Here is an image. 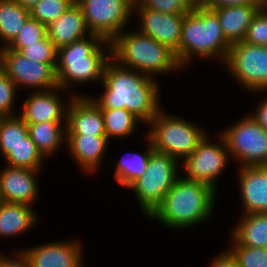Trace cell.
Wrapping results in <instances>:
<instances>
[{
	"label": "cell",
	"mask_w": 267,
	"mask_h": 267,
	"mask_svg": "<svg viewBox=\"0 0 267 267\" xmlns=\"http://www.w3.org/2000/svg\"><path fill=\"white\" fill-rule=\"evenodd\" d=\"M67 106L66 135H106L101 109L88 96H71Z\"/></svg>",
	"instance_id": "14"
},
{
	"label": "cell",
	"mask_w": 267,
	"mask_h": 267,
	"mask_svg": "<svg viewBox=\"0 0 267 267\" xmlns=\"http://www.w3.org/2000/svg\"><path fill=\"white\" fill-rule=\"evenodd\" d=\"M210 267H239V265L233 254L226 250L213 259Z\"/></svg>",
	"instance_id": "39"
},
{
	"label": "cell",
	"mask_w": 267,
	"mask_h": 267,
	"mask_svg": "<svg viewBox=\"0 0 267 267\" xmlns=\"http://www.w3.org/2000/svg\"><path fill=\"white\" fill-rule=\"evenodd\" d=\"M137 11L142 22L139 32L171 49L180 64V39L185 14H165L148 8H137Z\"/></svg>",
	"instance_id": "13"
},
{
	"label": "cell",
	"mask_w": 267,
	"mask_h": 267,
	"mask_svg": "<svg viewBox=\"0 0 267 267\" xmlns=\"http://www.w3.org/2000/svg\"><path fill=\"white\" fill-rule=\"evenodd\" d=\"M28 125V135L38 151L47 157L56 152L62 142H66V125L62 122H41ZM65 136V137H64Z\"/></svg>",
	"instance_id": "25"
},
{
	"label": "cell",
	"mask_w": 267,
	"mask_h": 267,
	"mask_svg": "<svg viewBox=\"0 0 267 267\" xmlns=\"http://www.w3.org/2000/svg\"><path fill=\"white\" fill-rule=\"evenodd\" d=\"M262 5H235L212 9L218 16L222 32L232 45L243 41L246 32Z\"/></svg>",
	"instance_id": "21"
},
{
	"label": "cell",
	"mask_w": 267,
	"mask_h": 267,
	"mask_svg": "<svg viewBox=\"0 0 267 267\" xmlns=\"http://www.w3.org/2000/svg\"><path fill=\"white\" fill-rule=\"evenodd\" d=\"M243 42L267 46V11L263 7L254 16Z\"/></svg>",
	"instance_id": "35"
},
{
	"label": "cell",
	"mask_w": 267,
	"mask_h": 267,
	"mask_svg": "<svg viewBox=\"0 0 267 267\" xmlns=\"http://www.w3.org/2000/svg\"><path fill=\"white\" fill-rule=\"evenodd\" d=\"M208 139L205 135L194 152L183 160L182 166L186 173L183 178L207 184L217 192L215 182L226 168L230 153L221 134L220 145Z\"/></svg>",
	"instance_id": "12"
},
{
	"label": "cell",
	"mask_w": 267,
	"mask_h": 267,
	"mask_svg": "<svg viewBox=\"0 0 267 267\" xmlns=\"http://www.w3.org/2000/svg\"><path fill=\"white\" fill-rule=\"evenodd\" d=\"M89 37L58 49L56 77L60 89L69 87L71 83L102 81L105 66L111 59V42L97 34ZM103 44L109 49L108 53Z\"/></svg>",
	"instance_id": "3"
},
{
	"label": "cell",
	"mask_w": 267,
	"mask_h": 267,
	"mask_svg": "<svg viewBox=\"0 0 267 267\" xmlns=\"http://www.w3.org/2000/svg\"><path fill=\"white\" fill-rule=\"evenodd\" d=\"M30 17V10L15 0H0V37L5 41L2 48L14 41Z\"/></svg>",
	"instance_id": "24"
},
{
	"label": "cell",
	"mask_w": 267,
	"mask_h": 267,
	"mask_svg": "<svg viewBox=\"0 0 267 267\" xmlns=\"http://www.w3.org/2000/svg\"><path fill=\"white\" fill-rule=\"evenodd\" d=\"M47 36L57 49L89 35L82 9L75 1L56 21L46 27Z\"/></svg>",
	"instance_id": "19"
},
{
	"label": "cell",
	"mask_w": 267,
	"mask_h": 267,
	"mask_svg": "<svg viewBox=\"0 0 267 267\" xmlns=\"http://www.w3.org/2000/svg\"><path fill=\"white\" fill-rule=\"evenodd\" d=\"M101 113L108 139L112 138V136L122 138L131 135L135 128H137V122H142L130 111L123 108L101 109Z\"/></svg>",
	"instance_id": "27"
},
{
	"label": "cell",
	"mask_w": 267,
	"mask_h": 267,
	"mask_svg": "<svg viewBox=\"0 0 267 267\" xmlns=\"http://www.w3.org/2000/svg\"><path fill=\"white\" fill-rule=\"evenodd\" d=\"M31 267H82L81 244L75 241L51 242L23 250Z\"/></svg>",
	"instance_id": "16"
},
{
	"label": "cell",
	"mask_w": 267,
	"mask_h": 267,
	"mask_svg": "<svg viewBox=\"0 0 267 267\" xmlns=\"http://www.w3.org/2000/svg\"><path fill=\"white\" fill-rule=\"evenodd\" d=\"M148 146L145 152L141 154L132 153L131 157H122L120 161L115 162L114 179L118 184L128 188L134 181L140 178L147 170L149 159L154 147L148 138Z\"/></svg>",
	"instance_id": "26"
},
{
	"label": "cell",
	"mask_w": 267,
	"mask_h": 267,
	"mask_svg": "<svg viewBox=\"0 0 267 267\" xmlns=\"http://www.w3.org/2000/svg\"><path fill=\"white\" fill-rule=\"evenodd\" d=\"M200 4L212 10L235 5H262V0H200Z\"/></svg>",
	"instance_id": "37"
},
{
	"label": "cell",
	"mask_w": 267,
	"mask_h": 267,
	"mask_svg": "<svg viewBox=\"0 0 267 267\" xmlns=\"http://www.w3.org/2000/svg\"><path fill=\"white\" fill-rule=\"evenodd\" d=\"M19 52L35 62L57 64L58 49L47 35L37 43L26 44V47L22 48Z\"/></svg>",
	"instance_id": "33"
},
{
	"label": "cell",
	"mask_w": 267,
	"mask_h": 267,
	"mask_svg": "<svg viewBox=\"0 0 267 267\" xmlns=\"http://www.w3.org/2000/svg\"><path fill=\"white\" fill-rule=\"evenodd\" d=\"M54 88L47 91H34L23 103V112L19 115L27 124L41 122H64L66 125L67 108L64 107Z\"/></svg>",
	"instance_id": "17"
},
{
	"label": "cell",
	"mask_w": 267,
	"mask_h": 267,
	"mask_svg": "<svg viewBox=\"0 0 267 267\" xmlns=\"http://www.w3.org/2000/svg\"><path fill=\"white\" fill-rule=\"evenodd\" d=\"M244 214L267 213V166L239 167Z\"/></svg>",
	"instance_id": "18"
},
{
	"label": "cell",
	"mask_w": 267,
	"mask_h": 267,
	"mask_svg": "<svg viewBox=\"0 0 267 267\" xmlns=\"http://www.w3.org/2000/svg\"><path fill=\"white\" fill-rule=\"evenodd\" d=\"M178 160L167 153L153 150L145 173L128 188L135 192L147 217L162 202L165 194L180 177Z\"/></svg>",
	"instance_id": "7"
},
{
	"label": "cell",
	"mask_w": 267,
	"mask_h": 267,
	"mask_svg": "<svg viewBox=\"0 0 267 267\" xmlns=\"http://www.w3.org/2000/svg\"><path fill=\"white\" fill-rule=\"evenodd\" d=\"M262 7L267 11V0H262Z\"/></svg>",
	"instance_id": "42"
},
{
	"label": "cell",
	"mask_w": 267,
	"mask_h": 267,
	"mask_svg": "<svg viewBox=\"0 0 267 267\" xmlns=\"http://www.w3.org/2000/svg\"><path fill=\"white\" fill-rule=\"evenodd\" d=\"M17 259H11L0 254V267H31L30 259L24 251L16 252Z\"/></svg>",
	"instance_id": "38"
},
{
	"label": "cell",
	"mask_w": 267,
	"mask_h": 267,
	"mask_svg": "<svg viewBox=\"0 0 267 267\" xmlns=\"http://www.w3.org/2000/svg\"><path fill=\"white\" fill-rule=\"evenodd\" d=\"M37 221L30 205L2 201L0 204V237H13L31 229Z\"/></svg>",
	"instance_id": "22"
},
{
	"label": "cell",
	"mask_w": 267,
	"mask_h": 267,
	"mask_svg": "<svg viewBox=\"0 0 267 267\" xmlns=\"http://www.w3.org/2000/svg\"><path fill=\"white\" fill-rule=\"evenodd\" d=\"M215 194L207 184L179 177L148 218L174 229L200 224L211 217Z\"/></svg>",
	"instance_id": "2"
},
{
	"label": "cell",
	"mask_w": 267,
	"mask_h": 267,
	"mask_svg": "<svg viewBox=\"0 0 267 267\" xmlns=\"http://www.w3.org/2000/svg\"><path fill=\"white\" fill-rule=\"evenodd\" d=\"M91 34L112 41L124 30L134 10L135 0H76Z\"/></svg>",
	"instance_id": "9"
},
{
	"label": "cell",
	"mask_w": 267,
	"mask_h": 267,
	"mask_svg": "<svg viewBox=\"0 0 267 267\" xmlns=\"http://www.w3.org/2000/svg\"><path fill=\"white\" fill-rule=\"evenodd\" d=\"M39 170L7 166L0 171L1 200L31 205L38 195L36 173ZM35 175V176H34Z\"/></svg>",
	"instance_id": "15"
},
{
	"label": "cell",
	"mask_w": 267,
	"mask_h": 267,
	"mask_svg": "<svg viewBox=\"0 0 267 267\" xmlns=\"http://www.w3.org/2000/svg\"><path fill=\"white\" fill-rule=\"evenodd\" d=\"M47 35L46 26L30 17L14 41L7 47L10 50L20 51L26 44L37 43Z\"/></svg>",
	"instance_id": "34"
},
{
	"label": "cell",
	"mask_w": 267,
	"mask_h": 267,
	"mask_svg": "<svg viewBox=\"0 0 267 267\" xmlns=\"http://www.w3.org/2000/svg\"><path fill=\"white\" fill-rule=\"evenodd\" d=\"M111 58L151 78L154 74L182 69L171 49L139 31H124L116 36L111 41Z\"/></svg>",
	"instance_id": "4"
},
{
	"label": "cell",
	"mask_w": 267,
	"mask_h": 267,
	"mask_svg": "<svg viewBox=\"0 0 267 267\" xmlns=\"http://www.w3.org/2000/svg\"><path fill=\"white\" fill-rule=\"evenodd\" d=\"M17 85L7 76L0 66V113L4 116H14L13 103Z\"/></svg>",
	"instance_id": "36"
},
{
	"label": "cell",
	"mask_w": 267,
	"mask_h": 267,
	"mask_svg": "<svg viewBox=\"0 0 267 267\" xmlns=\"http://www.w3.org/2000/svg\"><path fill=\"white\" fill-rule=\"evenodd\" d=\"M151 126L147 138L154 150L167 153L174 159H185L194 152L205 134L194 123L160 110L148 123Z\"/></svg>",
	"instance_id": "6"
},
{
	"label": "cell",
	"mask_w": 267,
	"mask_h": 267,
	"mask_svg": "<svg viewBox=\"0 0 267 267\" xmlns=\"http://www.w3.org/2000/svg\"><path fill=\"white\" fill-rule=\"evenodd\" d=\"M105 93L91 99L100 109L123 108L148 124L161 110L159 86L155 79L123 67L112 58L107 62L101 81Z\"/></svg>",
	"instance_id": "1"
},
{
	"label": "cell",
	"mask_w": 267,
	"mask_h": 267,
	"mask_svg": "<svg viewBox=\"0 0 267 267\" xmlns=\"http://www.w3.org/2000/svg\"><path fill=\"white\" fill-rule=\"evenodd\" d=\"M230 252L238 261L239 267H267V248H254L240 245L233 237Z\"/></svg>",
	"instance_id": "32"
},
{
	"label": "cell",
	"mask_w": 267,
	"mask_h": 267,
	"mask_svg": "<svg viewBox=\"0 0 267 267\" xmlns=\"http://www.w3.org/2000/svg\"><path fill=\"white\" fill-rule=\"evenodd\" d=\"M109 140L106 135H66V145L75 162L91 173L102 163Z\"/></svg>",
	"instance_id": "20"
},
{
	"label": "cell",
	"mask_w": 267,
	"mask_h": 267,
	"mask_svg": "<svg viewBox=\"0 0 267 267\" xmlns=\"http://www.w3.org/2000/svg\"><path fill=\"white\" fill-rule=\"evenodd\" d=\"M4 158L8 166L36 170H40L44 159L29 135L23 139V142L12 148Z\"/></svg>",
	"instance_id": "28"
},
{
	"label": "cell",
	"mask_w": 267,
	"mask_h": 267,
	"mask_svg": "<svg viewBox=\"0 0 267 267\" xmlns=\"http://www.w3.org/2000/svg\"><path fill=\"white\" fill-rule=\"evenodd\" d=\"M0 66L17 87L27 85L39 91L59 88L56 77L57 64L35 62L19 51L0 46Z\"/></svg>",
	"instance_id": "11"
},
{
	"label": "cell",
	"mask_w": 267,
	"mask_h": 267,
	"mask_svg": "<svg viewBox=\"0 0 267 267\" xmlns=\"http://www.w3.org/2000/svg\"><path fill=\"white\" fill-rule=\"evenodd\" d=\"M221 135L230 156L237 158L241 167L267 166V132L250 114L222 131Z\"/></svg>",
	"instance_id": "8"
},
{
	"label": "cell",
	"mask_w": 267,
	"mask_h": 267,
	"mask_svg": "<svg viewBox=\"0 0 267 267\" xmlns=\"http://www.w3.org/2000/svg\"><path fill=\"white\" fill-rule=\"evenodd\" d=\"M4 117L5 116L2 113H0V124H1L2 120L4 119Z\"/></svg>",
	"instance_id": "43"
},
{
	"label": "cell",
	"mask_w": 267,
	"mask_h": 267,
	"mask_svg": "<svg viewBox=\"0 0 267 267\" xmlns=\"http://www.w3.org/2000/svg\"><path fill=\"white\" fill-rule=\"evenodd\" d=\"M76 0H40L30 9L31 17L46 27L56 21Z\"/></svg>",
	"instance_id": "30"
},
{
	"label": "cell",
	"mask_w": 267,
	"mask_h": 267,
	"mask_svg": "<svg viewBox=\"0 0 267 267\" xmlns=\"http://www.w3.org/2000/svg\"><path fill=\"white\" fill-rule=\"evenodd\" d=\"M232 236L240 245L267 248V213L243 214Z\"/></svg>",
	"instance_id": "23"
},
{
	"label": "cell",
	"mask_w": 267,
	"mask_h": 267,
	"mask_svg": "<svg viewBox=\"0 0 267 267\" xmlns=\"http://www.w3.org/2000/svg\"><path fill=\"white\" fill-rule=\"evenodd\" d=\"M224 64L248 91H267V46L234 43Z\"/></svg>",
	"instance_id": "10"
},
{
	"label": "cell",
	"mask_w": 267,
	"mask_h": 267,
	"mask_svg": "<svg viewBox=\"0 0 267 267\" xmlns=\"http://www.w3.org/2000/svg\"><path fill=\"white\" fill-rule=\"evenodd\" d=\"M250 116L267 132V97Z\"/></svg>",
	"instance_id": "40"
},
{
	"label": "cell",
	"mask_w": 267,
	"mask_h": 267,
	"mask_svg": "<svg viewBox=\"0 0 267 267\" xmlns=\"http://www.w3.org/2000/svg\"><path fill=\"white\" fill-rule=\"evenodd\" d=\"M18 4H21L23 7L27 9H31L34 5H36L40 0H15Z\"/></svg>",
	"instance_id": "41"
},
{
	"label": "cell",
	"mask_w": 267,
	"mask_h": 267,
	"mask_svg": "<svg viewBox=\"0 0 267 267\" xmlns=\"http://www.w3.org/2000/svg\"><path fill=\"white\" fill-rule=\"evenodd\" d=\"M200 4V0H135L134 8H148L165 14H185Z\"/></svg>",
	"instance_id": "31"
},
{
	"label": "cell",
	"mask_w": 267,
	"mask_h": 267,
	"mask_svg": "<svg viewBox=\"0 0 267 267\" xmlns=\"http://www.w3.org/2000/svg\"><path fill=\"white\" fill-rule=\"evenodd\" d=\"M231 44L226 40L217 14L197 5L185 13L180 39V66H186L192 55L200 58L221 57L226 61Z\"/></svg>",
	"instance_id": "5"
},
{
	"label": "cell",
	"mask_w": 267,
	"mask_h": 267,
	"mask_svg": "<svg viewBox=\"0 0 267 267\" xmlns=\"http://www.w3.org/2000/svg\"><path fill=\"white\" fill-rule=\"evenodd\" d=\"M27 136L28 125L20 116H5L0 124V151L4 157Z\"/></svg>",
	"instance_id": "29"
}]
</instances>
